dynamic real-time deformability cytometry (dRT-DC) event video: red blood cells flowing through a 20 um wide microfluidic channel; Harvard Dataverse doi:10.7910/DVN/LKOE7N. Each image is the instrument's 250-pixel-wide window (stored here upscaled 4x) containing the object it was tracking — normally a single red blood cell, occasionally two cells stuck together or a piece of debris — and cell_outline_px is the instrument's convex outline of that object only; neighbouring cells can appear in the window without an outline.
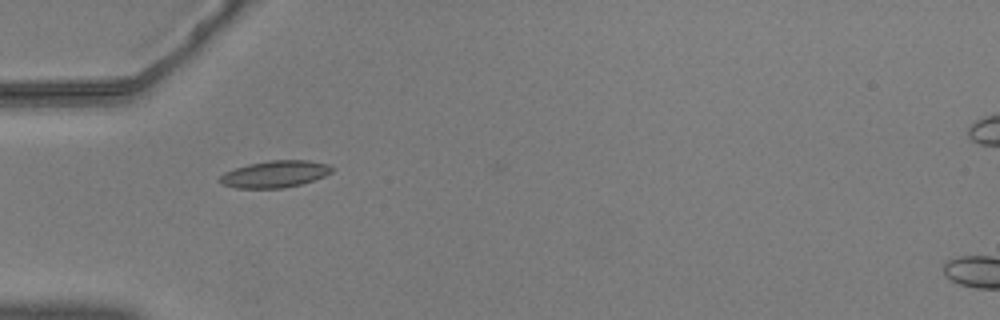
{"species": "common noctule bat (a hibernating species)", "species_latin": "Nyctalus noctula", "temperature_condition": "warm", "stored_images_in_passage": 3, "camera_frame_rate_fps": 3000, "um_per_image_px": 0.085, "animal": {"sex": "male", "body_mass_g": 20.5, "forearm_length_mm": 52.5}, "frame": {"image": 1, "passage_image": 1, "time_ms": 0.0, "image_size_px": [1000, 320], "cell_outline_px": [[336, 168], [332, 172], [324, 176], [300, 184], [280, 188], [236, 188], [220, 184], [220, 176], [224, 172], [248, 164], [268, 160], [308, 160], [328, 164]], "centroid_in_image_um": [23.37, 14.79], "position_along_channel_um": 61.6, "area_um2": 17.51}}